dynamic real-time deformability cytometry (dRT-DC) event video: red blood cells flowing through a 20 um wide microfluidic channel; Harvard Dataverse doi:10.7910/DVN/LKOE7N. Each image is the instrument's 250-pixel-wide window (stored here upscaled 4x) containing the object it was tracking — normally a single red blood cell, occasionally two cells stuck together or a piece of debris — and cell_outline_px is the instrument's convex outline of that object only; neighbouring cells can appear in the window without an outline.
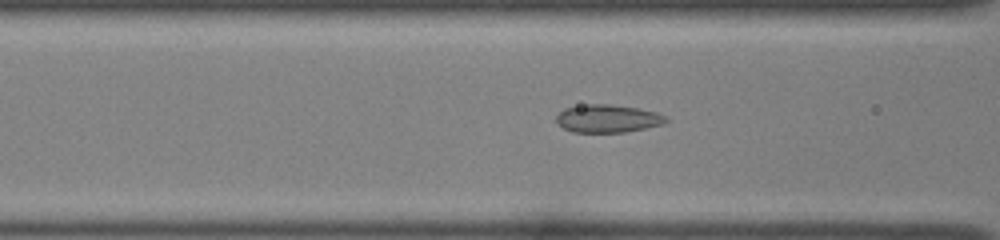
{"species": "common noctule bat (a hibernating species)", "species_latin": "Nyctalus noctula", "temperature_condition": "room temperature", "stored_images_in_passage": 29, "camera_frame_rate_fps": 3000, "um_per_image_px": 0.085, "animal": {"sex": "female", "body_mass_g": 22.0, "forearm_length_mm": 56.7}, "frame": {"image": 1, "passage_image": 8, "time_ms": 2.333, "image_size_px": [1000, 240], "cell_outline_px": [[668, 120], [660, 124], [644, 128], [624, 132], [572, 132], [564, 128], [556, 120], [556, 116], [564, 108], [580, 104], [608, 104], [636, 108], [656, 112], [664, 116]], "centroid_in_image_um": [51.59, 10.07], "position_along_channel_um": 115.0, "area_um2": 17.57}}
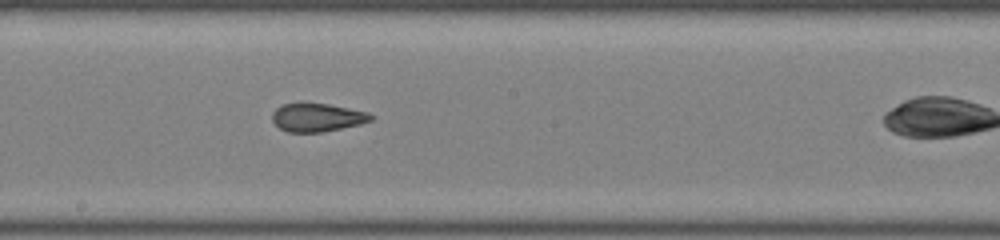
{"frame": {"image": 2, "passage_image": 16, "time_ms": 5.0, "image_size_px": [1000, 240], "cell_outline_px": [[372, 120], [360, 124], [320, 132], [288, 132], [280, 128], [272, 120], [272, 112], [276, 108], [284, 104], [304, 100], [328, 104], [368, 112], [372, 116]], "centroid_in_image_um": [26.91, 9.94], "position_along_channel_um": 221.3, "area_um2": 16.53}}
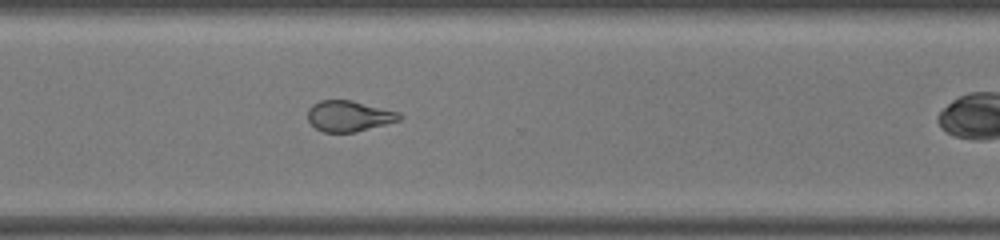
{"frame": {"image": 3, "passage_image": 25, "time_ms": 8.0, "image_size_px": [1000, 240], "cell_outline_px": [[404, 116], [400, 120], [356, 132], [324, 132], [316, 128], [308, 120], [308, 108], [312, 104], [320, 100], [352, 100], [400, 112]], "centroid_in_image_um": [29.68, 9.85], "position_along_channel_um": 340.9, "area_um2": 16.53}}